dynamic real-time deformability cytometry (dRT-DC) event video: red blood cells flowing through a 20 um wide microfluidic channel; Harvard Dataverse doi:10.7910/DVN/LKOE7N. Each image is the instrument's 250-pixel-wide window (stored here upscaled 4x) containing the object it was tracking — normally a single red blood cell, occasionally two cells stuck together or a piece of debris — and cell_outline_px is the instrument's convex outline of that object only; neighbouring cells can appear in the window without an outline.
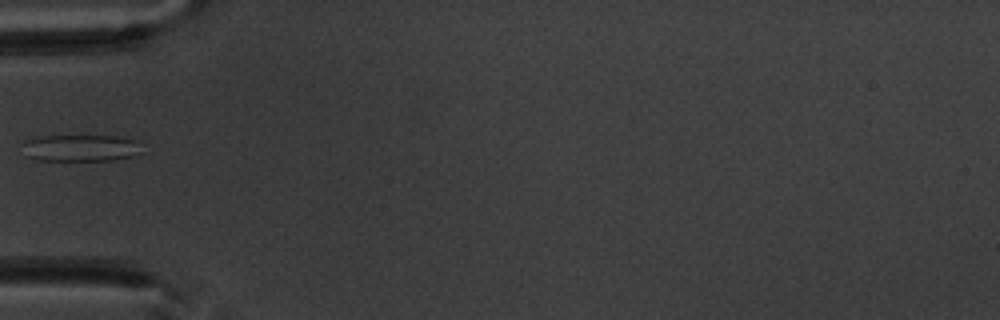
{"species": "common noctule bat (a hibernating species)", "species_latin": "Nyctalus noctula", "temperature_condition": "warm", "stored_images_in_passage": 6, "camera_frame_rate_fps": 3000, "um_per_image_px": 0.085, "animal": {"sex": "male", "body_mass_g": 20.1, "forearm_length_mm": 53.5}, "frame": {"image": 1, "passage_image": 6, "time_ms": 5.667, "image_size_px": [1000, 320], "cell_outline_px": [[144, 152], [132, 156], [112, 160], [36, 160], [24, 156], [24, 140], [32, 136], [120, 136], [144, 140]], "centroid_in_image_um": [6.96, 12.56], "position_along_channel_um": 78.0, "area_um2": 19.36}}